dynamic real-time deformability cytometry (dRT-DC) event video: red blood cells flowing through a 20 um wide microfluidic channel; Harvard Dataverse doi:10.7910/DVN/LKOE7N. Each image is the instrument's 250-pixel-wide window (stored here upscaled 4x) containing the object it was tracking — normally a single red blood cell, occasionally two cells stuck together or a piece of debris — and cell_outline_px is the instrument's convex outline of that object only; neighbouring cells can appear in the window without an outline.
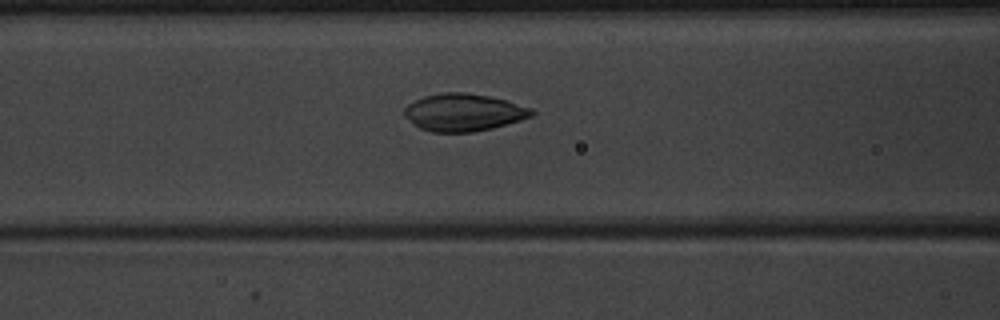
{"species": "common noctule bat (a hibernating species)", "species_latin": "Nyctalus noctula", "temperature_condition": "warm", "stored_images_in_passage": 31, "camera_frame_rate_fps": 3000, "um_per_image_px": 0.085, "animal": {"sex": "male", "body_mass_g": 20.1, "forearm_length_mm": 53.5}, "frame": {"image": 1, "passage_image": 8, "time_ms": 2.333, "image_size_px": [1000, 320], "cell_outline_px": [[536, 112], [532, 116], [520, 120], [492, 128], [472, 132], [432, 132], [420, 128], [404, 116], [404, 108], [408, 104], [424, 96], [444, 92], [464, 92], [488, 96], [504, 100], [532, 108]], "centroid_in_image_um": [39.4, 9.55], "position_along_channel_um": 127.2, "area_um2": 27.57}}
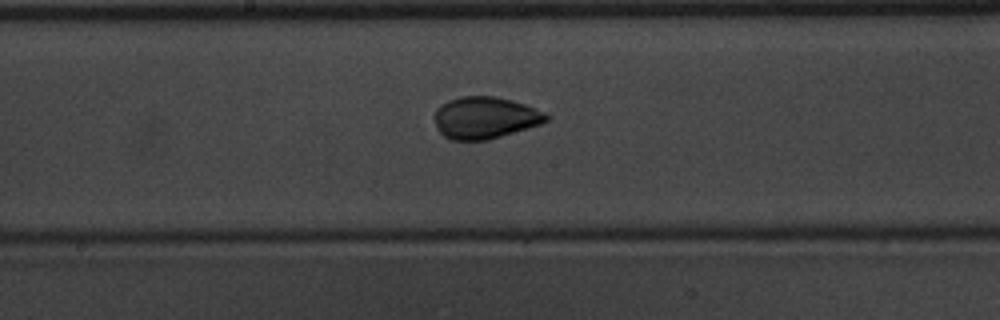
{"frame": {"image": 2, "passage_image": 14, "time_ms": 4.333, "image_size_px": [1000, 320], "cell_outline_px": [[552, 116], [548, 120], [540, 124], [488, 140], [452, 140], [444, 136], [436, 128], [436, 108], [440, 104], [448, 100], [460, 96], [496, 96], [512, 100], [524, 104], [544, 112]], "centroid_in_image_um": [41.22, 10.0], "position_along_channel_um": 207.0, "area_um2": 27.28}}
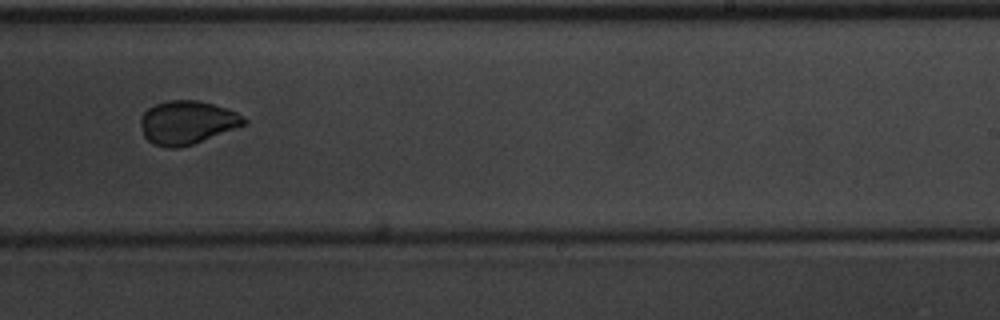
{"frame": {"image": 3, "passage_image": 19, "time_ms": 6.0, "image_size_px": [1000, 320], "cell_outline_px": [[248, 124], [192, 144], [176, 148], [168, 148], [152, 144], [144, 136], [140, 124], [140, 116], [148, 108], [156, 104], [168, 100], [196, 100], [212, 104], [236, 112], [248, 120]], "centroid_in_image_um": [15.89, 10.41], "position_along_channel_um": 273.1, "area_um2": 26.13}, "authors_computed_cell_mechanics": {"area_um2": 26.9926, "velocity_mm_per_s": 3.9823, "shape_relaxation_time_tau1_ms": 4.1562, "shape_relaxation_time_tau2_ms": null, "deformation_change_tau1": 0.1828, "deformation_change_tau2": null}}